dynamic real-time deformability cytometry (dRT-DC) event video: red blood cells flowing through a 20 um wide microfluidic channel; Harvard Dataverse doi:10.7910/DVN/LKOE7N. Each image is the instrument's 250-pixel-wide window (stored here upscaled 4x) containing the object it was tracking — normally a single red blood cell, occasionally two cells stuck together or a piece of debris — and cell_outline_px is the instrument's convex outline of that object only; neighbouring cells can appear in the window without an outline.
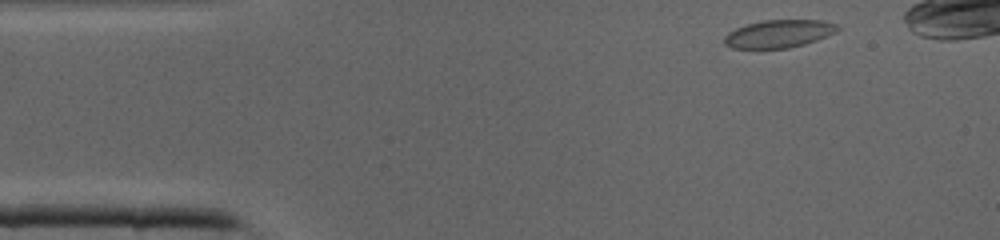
{"species": "common noctule bat (a hibernating species)", "species_latin": "Nyctalus noctula", "temperature_condition": "cold", "stored_images_in_passage": 33, "camera_frame_rate_fps": 3000, "um_per_image_px": 0.085, "animal": {"sex": "male", "body_mass_g": 19.0, "forearm_length_mm": 50.8}, "frame": {"image": 1, "passage_image": 1, "time_ms": 0.0, "image_size_px": [1000, 240], "cell_outline_px": [[840, 28], [836, 32], [816, 40], [804, 44], [788, 48], [732, 48], [724, 44], [724, 36], [728, 32], [736, 28], [748, 24], [764, 20], [820, 20], [836, 24]], "centroid_in_image_um": [66.18, 2.87], "position_along_channel_um": 18.8, "area_um2": 18.21}}
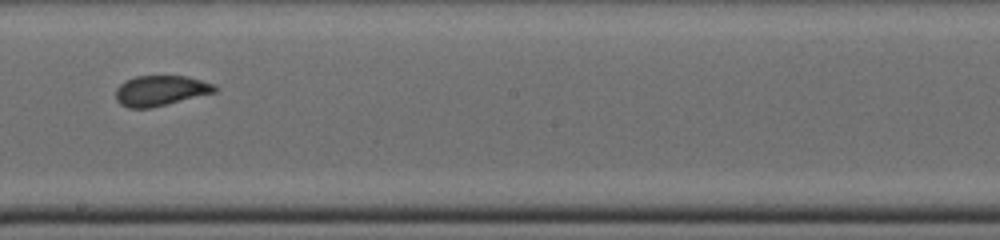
{"frame": {"image": 2, "passage_image": 19, "time_ms": 6.0, "image_size_px": [1000, 240], "cell_outline_px": [[216, 92], [148, 108], [128, 108], [120, 104], [116, 100], [116, 88], [120, 84], [136, 76], [188, 76], [216, 84]], "centroid_in_image_um": [13.65, 7.69], "position_along_channel_um": 234.6, "area_um2": 17.34}}
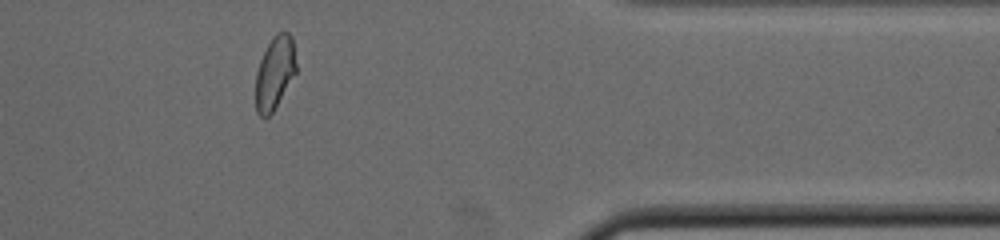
{"frame": {"image": 3, "passage_image": 30, "time_ms": 9.667, "image_size_px": [1000, 240], "cell_outline_px": [[296, 72], [272, 112], [268, 116], [260, 116], [256, 112], [256, 72], [260, 60], [272, 36], [276, 32], [288, 32], [292, 36], [296, 64]], "centroid_in_image_um": [23.35, 6.15], "position_along_channel_um": 388.1, "area_um2": 16.99}}